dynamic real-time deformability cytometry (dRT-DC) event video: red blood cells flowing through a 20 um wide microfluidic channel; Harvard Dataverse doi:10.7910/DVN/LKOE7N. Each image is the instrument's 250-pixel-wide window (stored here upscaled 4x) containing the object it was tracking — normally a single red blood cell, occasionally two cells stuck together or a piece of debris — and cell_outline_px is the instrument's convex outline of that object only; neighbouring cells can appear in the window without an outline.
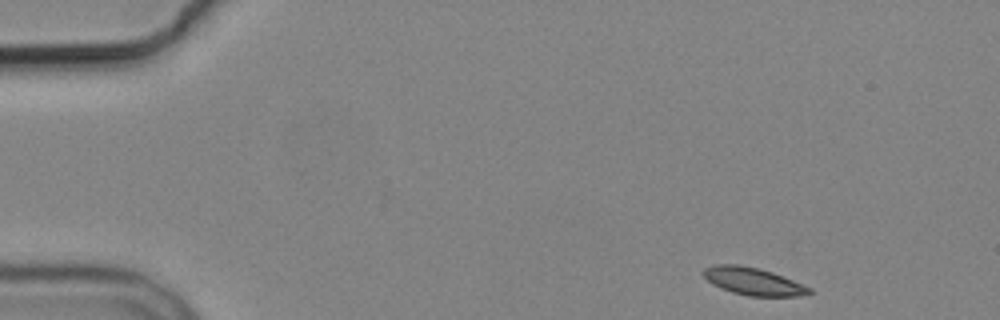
{"species": "common noctule bat (a hibernating species)", "species_latin": "Nyctalus noctula", "temperature_condition": "cold", "stored_images_in_passage": 3, "camera_frame_rate_fps": 3000, "um_per_image_px": 0.085, "animal": {"sex": "male", "body_mass_g": 19.2, "forearm_length_mm": 51.8}, "frame": {"image": 1, "passage_image": 1, "time_ms": 0.0, "image_size_px": [1000, 320], "cell_outline_px": [[812, 292], [796, 296], [748, 296], [732, 292], [720, 288], [712, 284], [700, 272], [704, 268], [716, 264], [740, 264], [760, 268], [772, 272], [812, 288]], "centroid_in_image_um": [63.97, 23.9], "position_along_channel_um": 21.0, "area_um2": 16.99}}
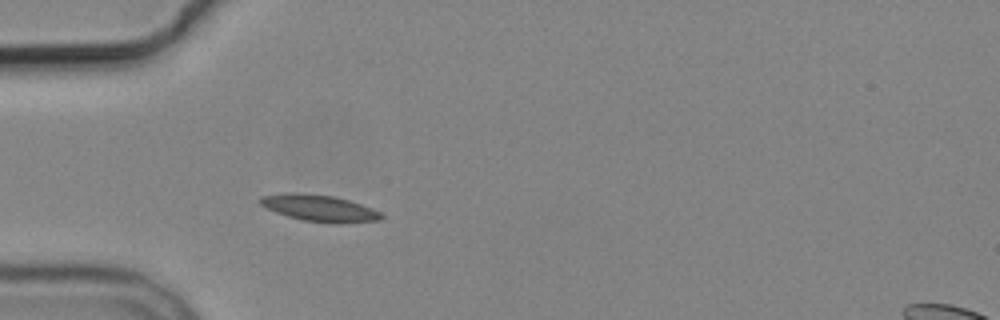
{"frame": {"image": 2, "passage_image": 3, "time_ms": 3.333, "image_size_px": [1000, 320], "cell_outline_px": [[384, 216], [380, 220], [340, 224], [332, 224], [304, 220], [288, 216], [276, 212], [260, 204], [256, 200], [260, 196], [284, 192], [296, 192], [332, 196], [348, 200], [372, 208], [380, 212]], "centroid_in_image_um": [27.12, 17.69], "position_along_channel_um": 57.9, "area_um2": 18.9}}